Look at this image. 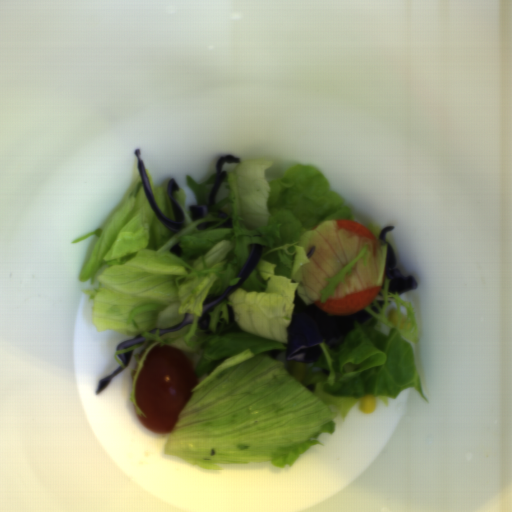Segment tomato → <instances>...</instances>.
I'll list each match as a JSON object with an SVG mask.
<instances>
[{
  "mask_svg": "<svg viewBox=\"0 0 512 512\" xmlns=\"http://www.w3.org/2000/svg\"><path fill=\"white\" fill-rule=\"evenodd\" d=\"M198 384L196 367L179 347L157 345L148 353L135 385L138 421L154 434L173 431Z\"/></svg>",
  "mask_w": 512,
  "mask_h": 512,
  "instance_id": "obj_1",
  "label": "tomato"
}]
</instances>
